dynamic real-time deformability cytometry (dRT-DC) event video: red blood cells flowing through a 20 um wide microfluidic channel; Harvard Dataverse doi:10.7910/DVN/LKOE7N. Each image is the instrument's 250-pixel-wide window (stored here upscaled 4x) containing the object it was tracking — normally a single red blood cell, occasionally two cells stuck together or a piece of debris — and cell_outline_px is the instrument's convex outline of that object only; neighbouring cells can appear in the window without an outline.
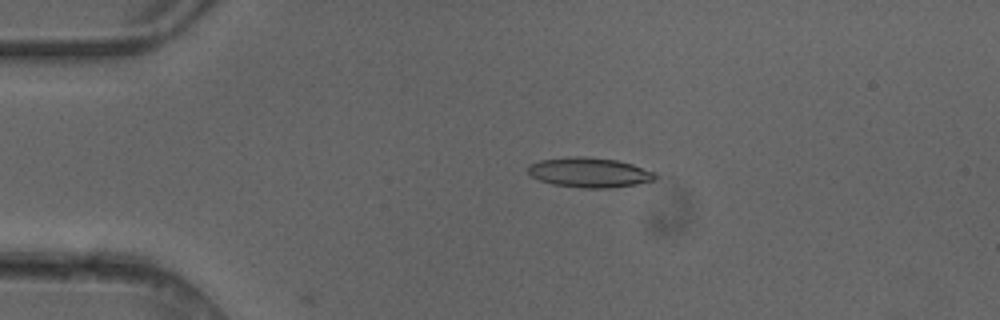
{"species": "common noctule bat (a hibernating species)", "species_latin": "Nyctalus noctula", "temperature_condition": "cold", "stored_images_in_passage": 4, "camera_frame_rate_fps": 3000, "um_per_image_px": 0.085, "animal": {"sex": "female"}, "frame": {"image": 1, "passage_image": 3, "time_ms": 0.667, "image_size_px": [1000, 320], "cell_outline_px": [[656, 180], [636, 184], [612, 188], [584, 188], [552, 184], [540, 180], [532, 176], [528, 172], [528, 164], [540, 160], [568, 156], [584, 156], [616, 160], [632, 164], [656, 172]], "centroid_in_image_um": [50.1, 14.65], "position_along_channel_um": 34.9, "area_um2": 22.25}}